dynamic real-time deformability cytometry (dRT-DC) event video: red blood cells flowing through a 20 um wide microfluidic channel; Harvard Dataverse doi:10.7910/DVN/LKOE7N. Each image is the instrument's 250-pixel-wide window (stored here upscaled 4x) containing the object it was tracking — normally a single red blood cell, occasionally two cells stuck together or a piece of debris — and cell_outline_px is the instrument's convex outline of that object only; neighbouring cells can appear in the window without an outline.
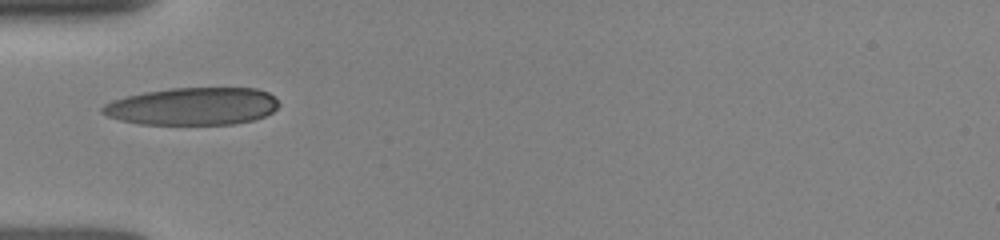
{"species": "human", "species_latin": "Homo sapiens", "temperature_condition": "room temperature", "stored_images_in_passage": 19, "camera_frame_rate_fps": 3000, "um_per_image_px": 0.085, "donor": {"sex": "female"}, "frame": {"image": 1, "passage_image": 1, "time_ms": 0.0, "image_size_px": [1000, 240], "cell_outline_px": [[280, 104], [272, 112], [264, 116], [252, 120], [232, 124], [140, 124], [120, 120], [108, 116], [100, 112], [100, 108], [104, 104], [112, 100], [144, 92], [172, 88], [256, 88], [268, 92]], "centroid_in_image_um": [16.35, 9.03], "position_along_channel_um": 68.6, "area_um2": 38.49}}
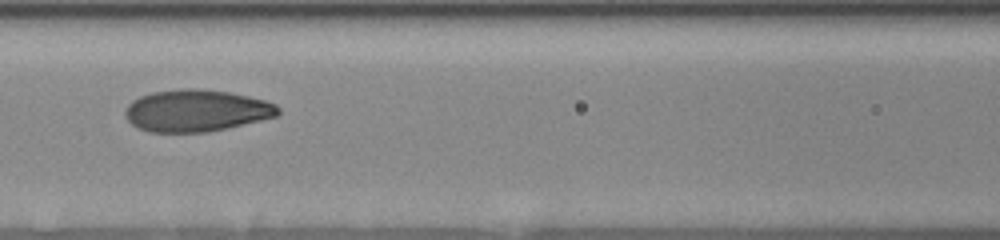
{"frame": {"image": 2, "passage_image": 12, "time_ms": 2.0, "image_size_px": [1000, 240], "cell_outline_px": [[280, 112], [276, 116], [228, 128], [208, 132], [148, 132], [132, 124], [124, 116], [124, 108], [132, 100], [140, 96], [152, 92], [180, 88], [200, 88], [228, 92], [248, 96], [264, 100], [276, 104], [280, 108]], "centroid_in_image_um": [16.66, 9.4], "position_along_channel_um": 149.9, "area_um2": 37.57}}
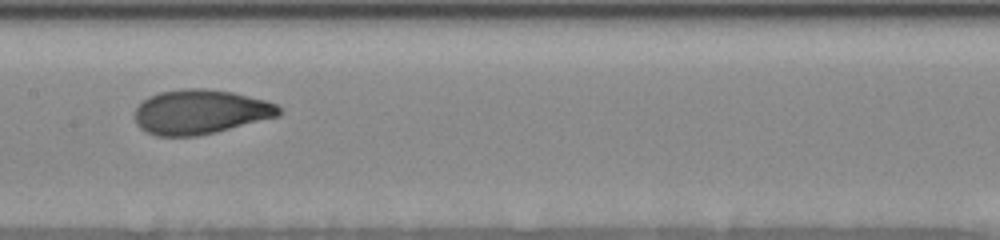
{"frame": {"image": 3, "passage_image": 18, "time_ms": 3.0, "image_size_px": [1000, 240], "cell_outline_px": [[280, 116], [216, 132], [196, 136], [156, 136], [140, 128], [136, 124], [136, 108], [148, 96], [160, 92], [184, 88], [204, 88], [232, 92], [264, 100], [276, 104], [280, 108]], "centroid_in_image_um": [17.03, 9.51], "position_along_channel_um": 190.4, "area_um2": 37.28}}